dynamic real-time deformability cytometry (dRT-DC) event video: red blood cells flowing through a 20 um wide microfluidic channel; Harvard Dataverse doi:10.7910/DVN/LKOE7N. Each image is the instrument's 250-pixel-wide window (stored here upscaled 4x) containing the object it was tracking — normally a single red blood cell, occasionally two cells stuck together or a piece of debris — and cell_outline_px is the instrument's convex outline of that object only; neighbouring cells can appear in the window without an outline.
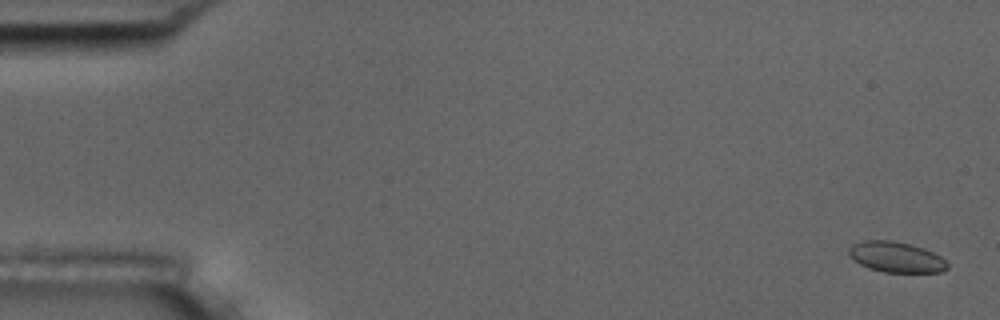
{"species": "common noctule bat (a hibernating species)", "species_latin": "Nyctalus noctula", "temperature_condition": "room temperature", "stored_images_in_passage": 57, "camera_frame_rate_fps": 3000, "um_per_image_px": 0.085, "animal": {"sex": "male", "body_mass_g": 17.5, "forearm_length_mm": 52.3}, "frame": {"image": 1, "passage_image": 2, "time_ms": 0.333, "image_size_px": [1000, 320], "cell_outline_px": [[948, 268], [940, 272], [884, 272], [868, 268], [860, 264], [848, 252], [848, 248], [852, 244], [864, 240], [892, 240], [912, 244], [924, 248], [940, 256], [948, 264]], "centroid_in_image_um": [76.17, 21.84], "position_along_channel_um": 8.8, "area_um2": 17.51}}
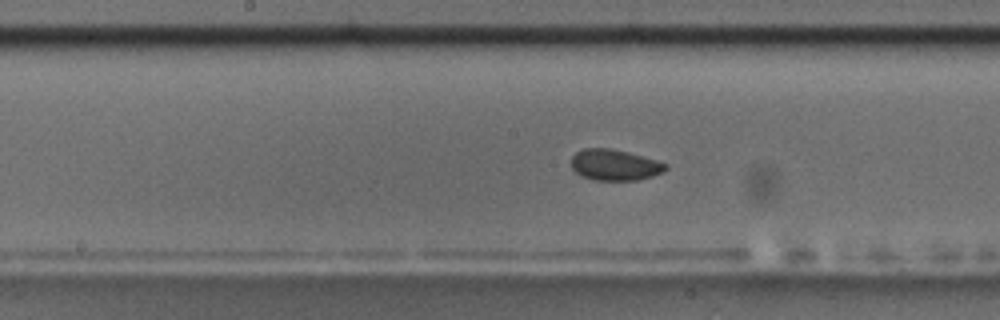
{"frame": {"image": 2, "passage_image": 29, "time_ms": 9.333, "image_size_px": [1000, 320], "cell_outline_px": [[668, 168], [664, 172], [652, 176], [636, 180], [592, 180], [580, 176], [572, 168], [572, 156], [576, 152], [584, 148], [612, 148], [628, 152], [656, 160], [668, 164]], "centroid_in_image_um": [52.25, 14.02], "position_along_channel_um": 196.0, "area_um2": 17.17}}
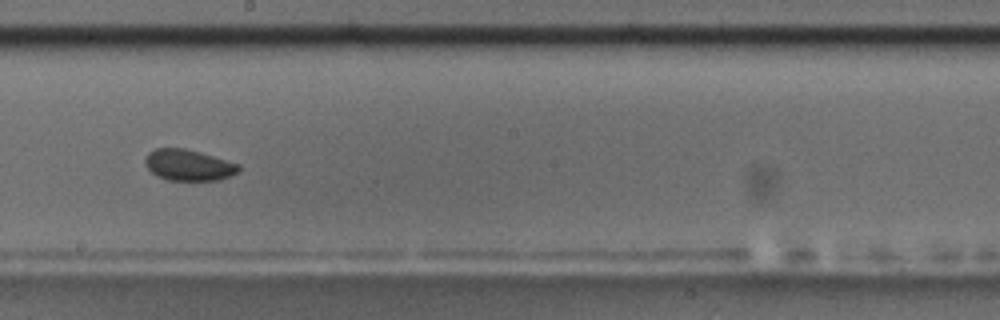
{"frame": {"image": 3, "passage_image": 32, "time_ms": 10.333, "image_size_px": [1000, 320], "cell_outline_px": [[240, 172], [220, 180], [168, 180], [156, 176], [148, 168], [144, 160], [148, 152], [156, 148], [184, 148], [200, 152], [240, 164]], "centroid_in_image_um": [16.04, 14.03], "position_along_channel_um": 232.2, "area_um2": 17.05}, "authors_computed_cell_mechanics": {"area_um2": 17.2822, "velocity_mm_per_s": 3.6424, "shape_relaxation_time_tau1_ms": 3.1629, "shape_relaxation_time_tau2_ms": 3.478, "deformation_change_tau1": 0.038, "deformation_change_tau2": 0.0547}}